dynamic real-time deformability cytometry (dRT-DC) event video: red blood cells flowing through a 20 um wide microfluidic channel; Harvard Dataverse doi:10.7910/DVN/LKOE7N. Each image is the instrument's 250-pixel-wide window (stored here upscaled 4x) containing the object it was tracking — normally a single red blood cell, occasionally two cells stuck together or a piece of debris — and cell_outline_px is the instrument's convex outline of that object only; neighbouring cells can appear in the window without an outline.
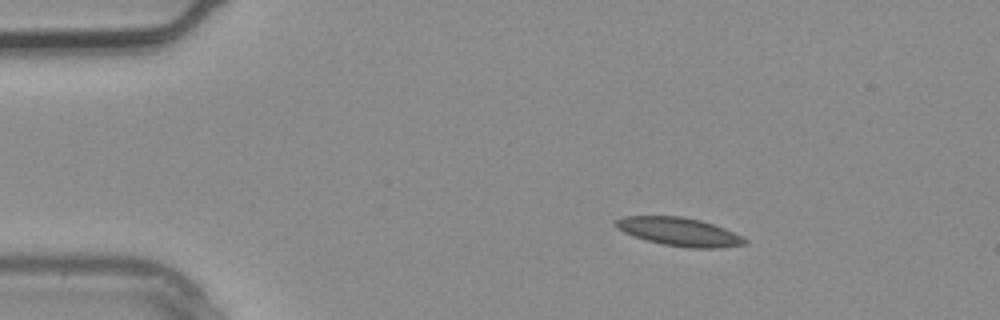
{"species": "common noctule bat (a hibernating species)", "species_latin": "Nyctalus noctula", "temperature_condition": "warm", "stored_images_in_passage": 2, "camera_frame_rate_fps": 3000, "um_per_image_px": 0.085, "animal": {"sex": "male", "body_mass_g": 20.4}, "frame": {"image": 1, "passage_image": 1, "time_ms": 0.0, "image_size_px": [1000, 320], "cell_outline_px": [[748, 244], [716, 248], [692, 248], [664, 244], [648, 240], [624, 232], [616, 224], [616, 220], [624, 216], [680, 216], [700, 220], [724, 228], [748, 240]], "centroid_in_image_um": [57.78, 19.7], "position_along_channel_um": 27.2, "area_um2": 20.81}}